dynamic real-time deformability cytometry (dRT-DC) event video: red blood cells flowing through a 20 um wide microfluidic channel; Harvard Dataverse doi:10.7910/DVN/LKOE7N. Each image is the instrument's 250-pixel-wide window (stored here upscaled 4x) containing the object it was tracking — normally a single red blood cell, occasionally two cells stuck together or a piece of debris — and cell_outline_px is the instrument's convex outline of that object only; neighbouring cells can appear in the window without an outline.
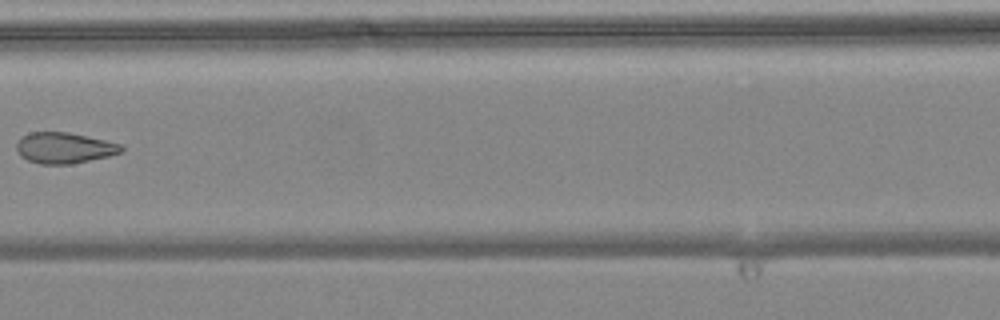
{"species": "common noctule bat (a hibernating species)", "species_latin": "Nyctalus noctula", "temperature_condition": "warm", "stored_images_in_passage": 6, "camera_frame_rate_fps": 3000, "um_per_image_px": 0.085, "animal": {"sex": "female", "body_mass_g": 24.6, "forearm_length_mm": 56.2}, "frame": {"image": 1, "passage_image": 6, "time_ms": 1.667, "image_size_px": [1000, 320], "cell_outline_px": [[124, 152], [108, 156], [72, 164], [40, 164], [28, 160], [20, 156], [16, 148], [16, 144], [28, 132], [68, 132], [124, 144]], "centroid_in_image_um": [5.5, 12.57], "position_along_channel_um": 201.9, "area_um2": 18.96}}